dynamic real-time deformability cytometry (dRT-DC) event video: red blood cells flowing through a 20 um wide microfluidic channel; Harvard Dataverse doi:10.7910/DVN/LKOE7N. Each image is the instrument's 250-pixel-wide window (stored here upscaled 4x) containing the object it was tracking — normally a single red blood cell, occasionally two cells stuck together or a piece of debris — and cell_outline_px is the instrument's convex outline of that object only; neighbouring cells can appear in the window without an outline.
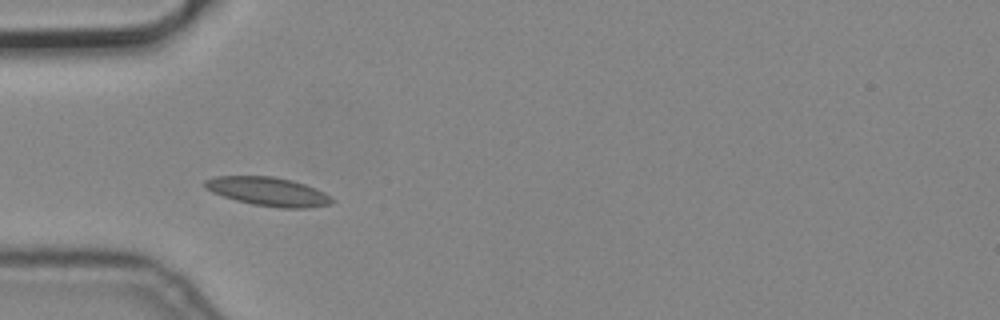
{"species": "common noctule bat (a hibernating species)", "species_latin": "Nyctalus noctula", "temperature_condition": "cold", "stored_images_in_passage": 9, "camera_frame_rate_fps": 3000, "um_per_image_px": 0.085, "animal": {"sex": "male", "body_mass_g": 19.2, "forearm_length_mm": 51.8}, "frame": {"image": 1, "passage_image": 4, "time_ms": 1.0, "image_size_px": [1000, 320], "cell_outline_px": [[336, 200], [332, 204], [308, 208], [280, 208], [252, 204], [236, 200], [212, 192], [204, 188], [204, 180], [216, 176], [272, 176], [292, 180], [316, 188], [332, 196]], "centroid_in_image_um": [22.83, 16.28], "position_along_channel_um": 62.2, "area_um2": 21.44}}
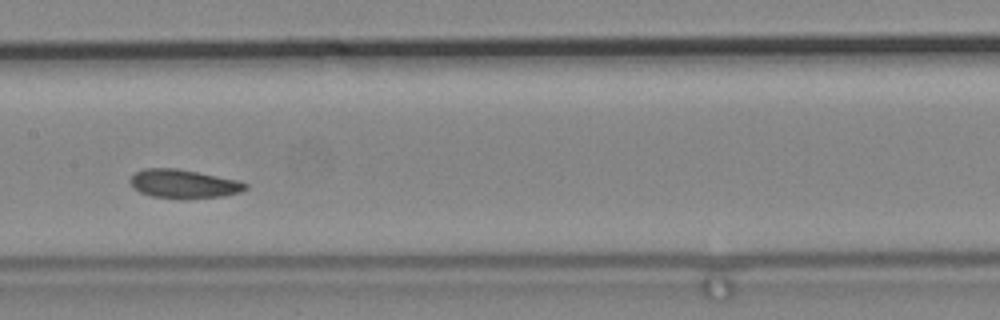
{"frame": {"image": 2, "passage_image": 7, "time_ms": 2.0, "image_size_px": [1000, 320], "cell_outline_px": [[248, 188], [240, 192], [224, 196], [184, 200], [152, 196], [140, 192], [132, 188], [128, 180], [136, 172], [144, 168], [176, 168], [240, 180], [248, 184]], "centroid_in_image_um": [15.62, 15.64], "position_along_channel_um": 191.8, "area_um2": 19.71}}
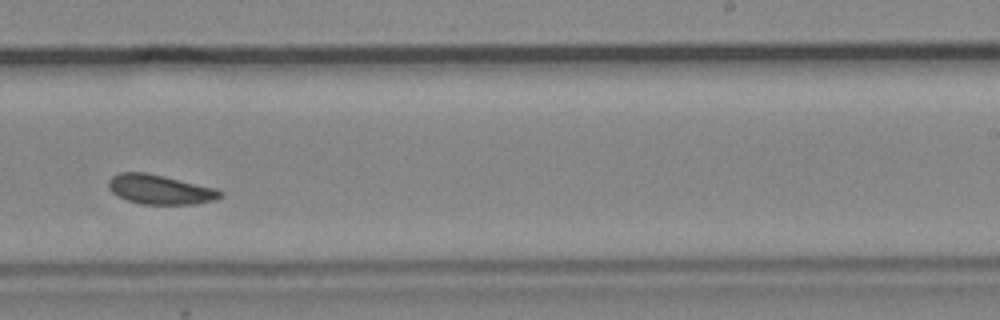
{"frame": {"image": 3, "passage_image": 9, "time_ms": 2.667, "image_size_px": [1000, 320], "cell_outline_px": [[224, 196], [216, 200], [196, 204], [140, 204], [116, 196], [108, 188], [108, 180], [112, 176], [120, 172], [148, 172], [216, 188], [224, 192]], "centroid_in_image_um": [13.62, 16.1], "position_along_channel_um": 275.4, "area_um2": 19.54}}